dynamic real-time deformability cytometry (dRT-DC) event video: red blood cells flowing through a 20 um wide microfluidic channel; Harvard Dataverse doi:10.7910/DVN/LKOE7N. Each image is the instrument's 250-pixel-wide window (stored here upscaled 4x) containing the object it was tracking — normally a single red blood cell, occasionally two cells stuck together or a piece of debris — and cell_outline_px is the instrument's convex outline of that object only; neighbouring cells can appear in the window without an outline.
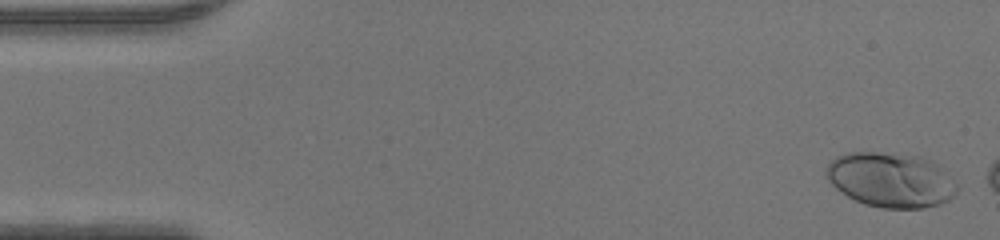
{"species": "human", "species_latin": "Homo sapiens", "temperature_condition": "warm", "stored_images_in_passage": 8, "camera_frame_rate_fps": 3000, "um_per_image_px": 0.085, "donor": {"sex": "male"}, "frame": {"image": 1, "passage_image": 2, "time_ms": 0.333, "image_size_px": [1000, 240], "cell_outline_px": [[960, 188], [948, 200], [940, 204], [924, 208], [884, 208], [864, 204], [848, 196], [836, 188], [828, 180], [824, 172], [824, 168], [836, 156], [844, 152], [876, 152], [920, 156], [932, 160]], "centroid_in_image_um": [75.68, 15.28], "position_along_channel_um": 9.3, "area_um2": 41.73}}